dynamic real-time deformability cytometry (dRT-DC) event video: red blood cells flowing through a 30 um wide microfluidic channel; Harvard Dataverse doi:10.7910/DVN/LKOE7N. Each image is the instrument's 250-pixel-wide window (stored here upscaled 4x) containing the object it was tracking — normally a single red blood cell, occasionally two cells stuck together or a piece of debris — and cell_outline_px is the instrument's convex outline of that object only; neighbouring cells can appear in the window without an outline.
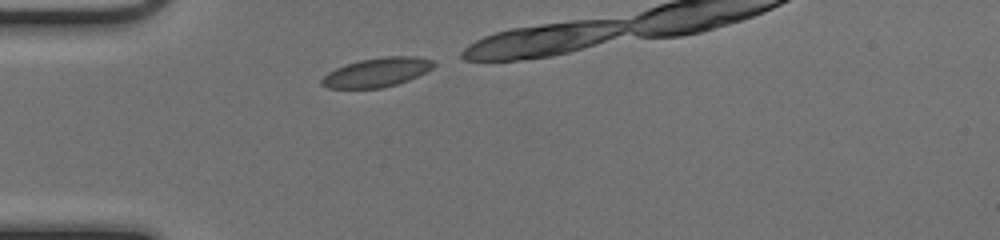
{"species": "common noctule bat (a hibernating species)", "species_latin": "Nyctalus noctula", "temperature_condition": "cold", "stored_images_in_passage": 8, "camera_frame_rate_fps": 3000, "um_per_image_px": 0.085, "animal": {"sex": "female", "body_mass_g": 17.0, "forearm_length_mm": 48.0}, "frame": {"image": 1, "passage_image": 1, "time_ms": 0.0, "image_size_px": [1000, 240], "cell_outline_px": [[436, 64], [432, 68], [408, 80], [396, 84], [380, 88], [328, 88], [320, 84], [320, 80], [328, 72], [336, 68], [360, 60], [384, 56], [416, 56], [432, 60]], "centroid_in_image_um": [32.02, 6.14], "position_along_channel_um": 53.0, "area_um2": 18.79}}
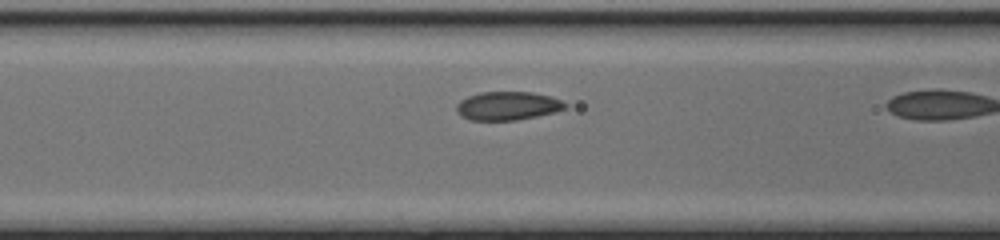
{"frame": {"image": 2, "passage_image": 7, "time_ms": 2.0, "image_size_px": [1000, 240], "cell_outline_px": [[568, 108], [556, 112], [516, 120], [468, 120], [460, 116], [456, 112], [456, 104], [460, 100], [468, 96], [480, 92], [532, 92], [552, 96], [568, 104]], "centroid_in_image_um": [43.15, 9.0], "position_along_channel_um": 123.5, "area_um2": 18.32}}